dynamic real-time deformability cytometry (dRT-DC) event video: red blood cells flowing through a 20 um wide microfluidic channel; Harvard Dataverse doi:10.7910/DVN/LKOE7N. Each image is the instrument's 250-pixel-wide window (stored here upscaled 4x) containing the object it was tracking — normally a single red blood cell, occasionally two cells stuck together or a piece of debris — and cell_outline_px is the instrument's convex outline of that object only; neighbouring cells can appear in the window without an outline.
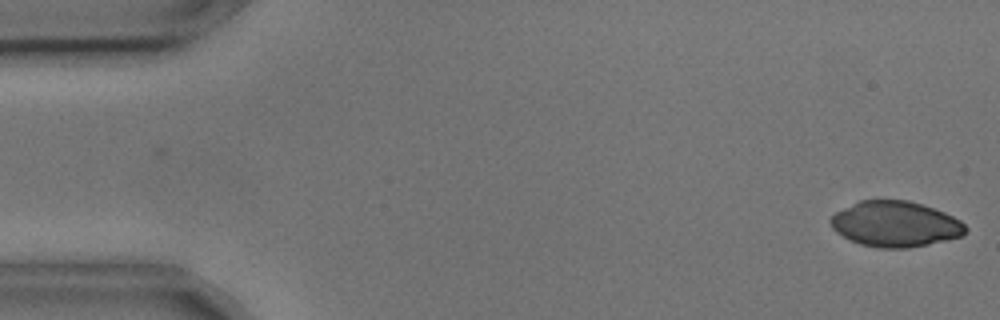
{"species": "common noctule bat (a hibernating species)", "species_latin": "Nyctalus noctula", "temperature_condition": "cold", "stored_images_in_passage": 2, "camera_frame_rate_fps": 3000, "um_per_image_px": 0.085, "animal": {"sex": "male", "body_mass_g": 17.9, "forearm_length_mm": 54.2}, "frame": {"image": 1, "passage_image": 2, "time_ms": 0.333, "image_size_px": [1000, 320], "cell_outline_px": [[968, 232], [964, 236], [928, 244], [908, 248], [876, 248], [860, 244], [836, 232], [832, 228], [828, 220], [836, 212], [860, 200], [908, 200], [944, 212], [960, 220], [968, 228]], "centroid_in_image_um": [76.12, 19.05], "position_along_channel_um": 8.9, "area_um2": 35.84}}